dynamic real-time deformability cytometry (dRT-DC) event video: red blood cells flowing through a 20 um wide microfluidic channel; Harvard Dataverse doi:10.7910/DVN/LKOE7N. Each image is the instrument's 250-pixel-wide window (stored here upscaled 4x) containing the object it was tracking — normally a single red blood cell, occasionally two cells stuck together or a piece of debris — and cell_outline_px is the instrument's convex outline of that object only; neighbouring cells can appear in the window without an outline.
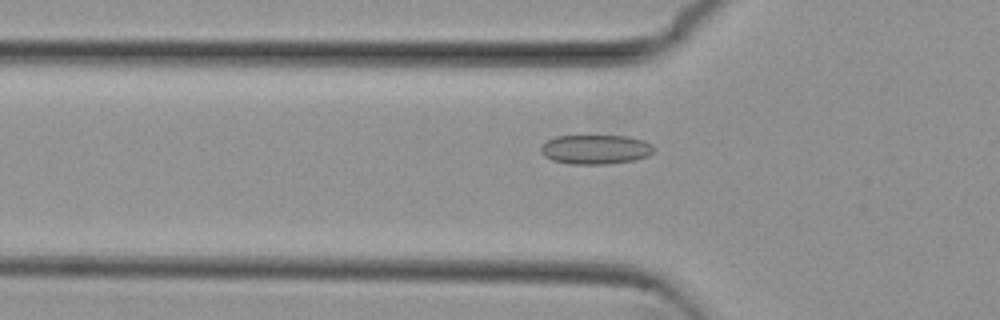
{"species": "common noctule bat (a hibernating species)", "species_latin": "Nyctalus noctula", "temperature_condition": "cold", "stored_images_in_passage": 54, "camera_frame_rate_fps": 3000, "um_per_image_px": 0.085, "animal": {"sex": "female", "body_mass_g": 29.2, "forearm_length_mm": 56.3}, "frame": {"image": 1, "passage_image": 18, "time_ms": 5.667, "image_size_px": [1000, 320], "cell_outline_px": [[656, 148], [648, 156], [632, 160], [604, 164], [572, 164], [552, 160], [544, 156], [540, 152], [540, 148], [548, 140], [556, 136], [628, 136], [644, 140], [652, 144]], "centroid_in_image_um": [50.63, 12.69], "position_along_channel_um": 75.2, "area_um2": 19.31}}
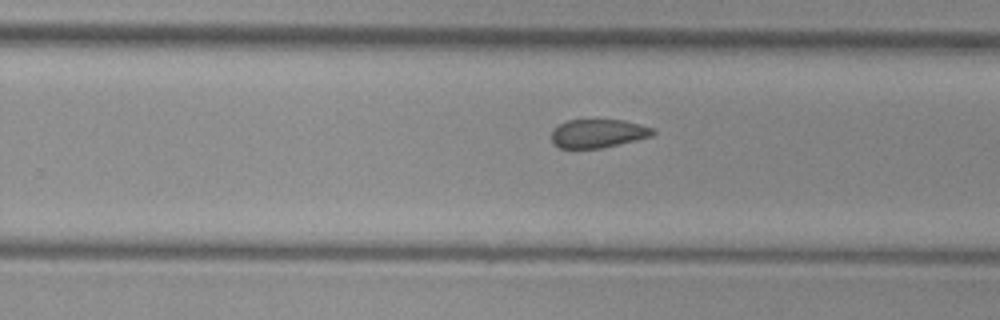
{"frame": {"image": 2, "passage_image": 34, "time_ms": 11.0, "image_size_px": [1000, 320], "cell_outline_px": [[656, 132], [652, 136], [620, 144], [600, 148], [560, 148], [552, 144], [552, 128], [568, 120], [624, 120], [640, 124], [652, 128]], "centroid_in_image_um": [50.82, 11.34], "position_along_channel_um": 279.0, "area_um2": 16.88}}
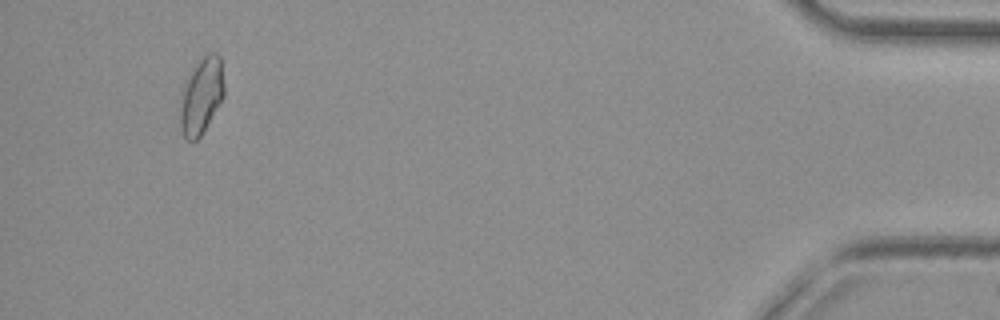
{"frame": {"image": 3, "passage_image": 51, "time_ms": 16.667, "image_size_px": [1000, 320], "cell_outline_px": [[224, 96], [200, 136], [196, 140], [188, 140], [184, 136], [180, 128], [180, 108], [184, 88], [192, 72], [200, 60], [208, 52], [216, 52], [220, 56], [224, 84]], "centroid_in_image_um": [17.14, 8.15], "position_along_channel_um": 418.1, "area_um2": 18.9}, "authors_computed_cell_mechanics": {"area_um2": 18.9006, "velocity_mm_per_s": 3.82, "shape_relaxation_time_tau1_ms": null, "shape_relaxation_time_tau2_ms": 3.3765, "deformation_change_tau1": null, "deformation_change_tau2": 0.08}}